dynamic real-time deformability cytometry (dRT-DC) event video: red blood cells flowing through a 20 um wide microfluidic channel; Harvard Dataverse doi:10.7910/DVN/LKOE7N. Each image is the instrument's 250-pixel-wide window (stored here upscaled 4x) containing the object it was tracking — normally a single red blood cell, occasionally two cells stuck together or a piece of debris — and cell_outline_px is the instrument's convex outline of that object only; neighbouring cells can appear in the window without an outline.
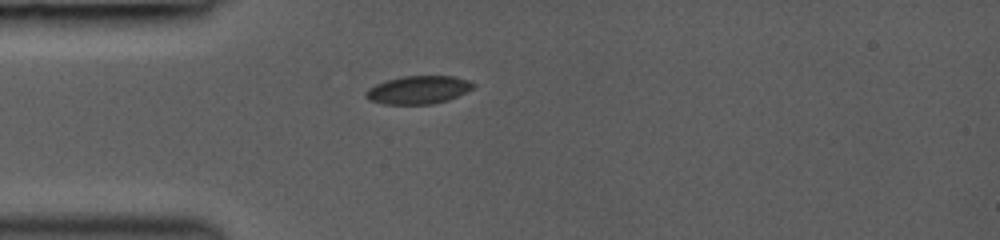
{"species": "common noctule bat (a hibernating species)", "species_latin": "Nyctalus noctula", "temperature_condition": "room temperature", "stored_images_in_passage": 2, "camera_frame_rate_fps": 3000, "um_per_image_px": 0.085, "animal": {"sex": "female", "body_mass_g": 19.0, "forearm_length_mm": 53.3}, "frame": {"image": 1, "passage_image": 1, "time_ms": 0.0, "image_size_px": [1000, 240], "cell_outline_px": [[476, 84], [472, 88], [448, 100], [432, 104], [384, 104], [368, 100], [364, 96], [364, 92], [368, 88], [376, 84], [388, 80], [404, 76], [452, 76], [468, 80]], "centroid_in_image_um": [35.51, 7.64], "position_along_channel_um": 49.5, "area_um2": 17.46}}